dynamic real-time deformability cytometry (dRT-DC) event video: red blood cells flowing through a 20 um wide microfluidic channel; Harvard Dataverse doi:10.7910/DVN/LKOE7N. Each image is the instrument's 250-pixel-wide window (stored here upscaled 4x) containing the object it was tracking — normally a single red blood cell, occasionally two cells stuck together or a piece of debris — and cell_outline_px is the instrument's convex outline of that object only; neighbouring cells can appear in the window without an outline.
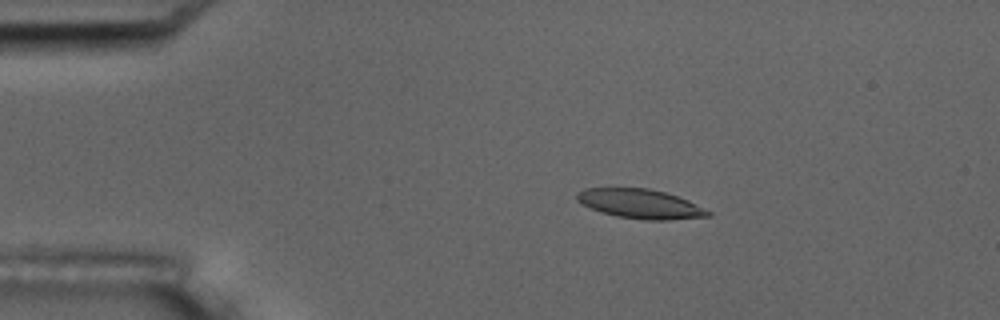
{"species": "common noctule bat (a hibernating species)", "species_latin": "Nyctalus noctula", "temperature_condition": "room temperature", "stored_images_in_passage": 6, "camera_frame_rate_fps": 3000, "um_per_image_px": 0.085, "animal": {"sex": "male", "body_mass_g": 17.5, "forearm_length_mm": 52.3}, "frame": {"image": 1, "passage_image": 3, "time_ms": 2.333, "image_size_px": [1000, 320], "cell_outline_px": [[712, 216], [668, 220], [644, 220], [616, 216], [600, 212], [580, 204], [576, 200], [576, 196], [584, 188], [648, 188], [664, 192], [688, 200], [712, 212]], "centroid_in_image_um": [54.42, 17.34], "position_along_channel_um": 30.6, "area_um2": 22.48}}
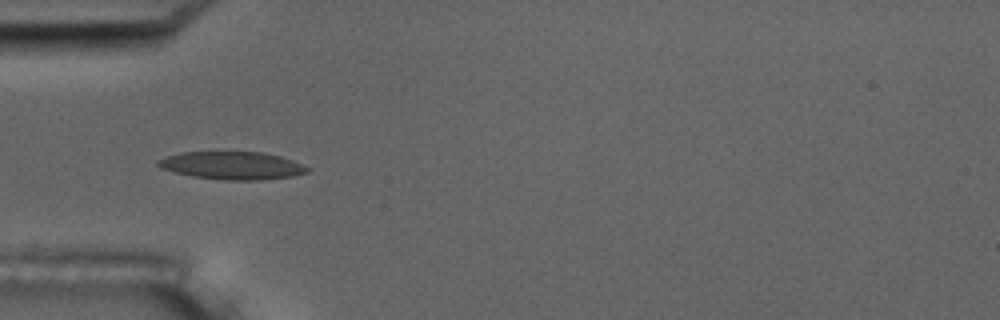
{"frame": {"image": 2, "passage_image": 5, "time_ms": 4.667, "image_size_px": [1000, 320], "cell_outline_px": [[312, 168], [308, 172], [292, 176], [260, 180], [224, 180], [192, 176], [160, 168], [156, 164], [156, 160], [180, 152], [260, 152], [280, 156], [292, 160]], "centroid_in_image_um": [19.74, 14.07], "position_along_channel_um": 65.3, "area_um2": 24.16}}